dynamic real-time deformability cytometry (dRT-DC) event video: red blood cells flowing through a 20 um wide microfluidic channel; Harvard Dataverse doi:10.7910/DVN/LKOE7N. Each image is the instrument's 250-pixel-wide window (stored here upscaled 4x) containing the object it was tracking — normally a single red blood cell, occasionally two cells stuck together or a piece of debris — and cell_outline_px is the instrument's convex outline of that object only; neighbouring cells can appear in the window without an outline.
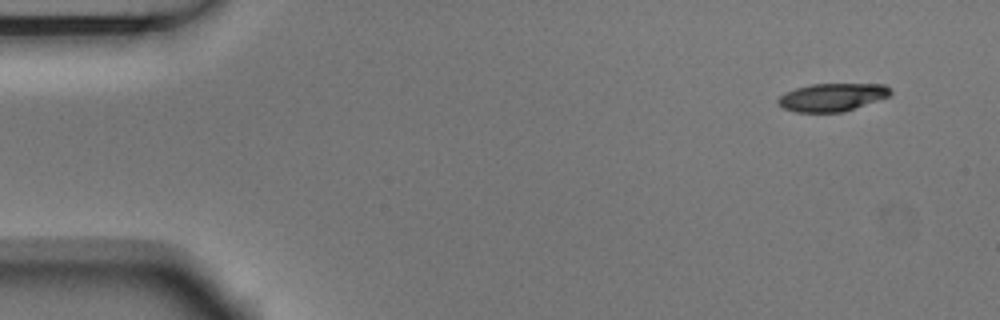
{"species": "Egyptian fruit bat (a non-hibernating species)", "species_latin": "Rousettus aegyptiacus", "temperature_condition": "room temperature", "stored_images_in_passage": 4, "camera_frame_rate_fps": 3000, "um_per_image_px": 0.085, "animal": {"sex": "male"}, "frame": {"image": 1, "passage_image": 1, "time_ms": 0.0, "image_size_px": [1000, 320], "cell_outline_px": [[892, 92], [888, 96], [844, 112], [796, 112], [784, 108], [776, 100], [784, 92], [796, 88], [812, 84], [884, 84]], "centroid_in_image_um": [70.7, 8.26], "position_along_channel_um": 14.3, "area_um2": 18.09}}
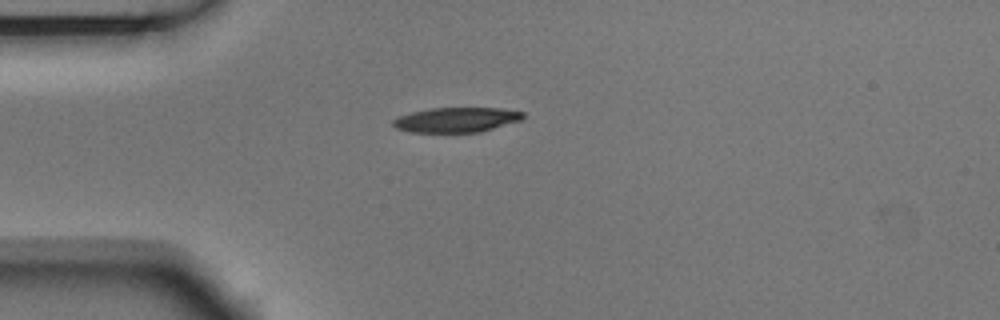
{"frame": {"image": 2, "passage_image": 4, "time_ms": 1.0, "image_size_px": [1000, 320], "cell_outline_px": [[524, 116], [520, 120], [480, 132], [408, 132], [396, 128], [392, 124], [392, 120], [400, 116], [412, 112], [432, 108], [500, 108], [524, 112]], "centroid_in_image_um": [38.77, 10.18], "position_along_channel_um": 46.2, "area_um2": 18.67}}